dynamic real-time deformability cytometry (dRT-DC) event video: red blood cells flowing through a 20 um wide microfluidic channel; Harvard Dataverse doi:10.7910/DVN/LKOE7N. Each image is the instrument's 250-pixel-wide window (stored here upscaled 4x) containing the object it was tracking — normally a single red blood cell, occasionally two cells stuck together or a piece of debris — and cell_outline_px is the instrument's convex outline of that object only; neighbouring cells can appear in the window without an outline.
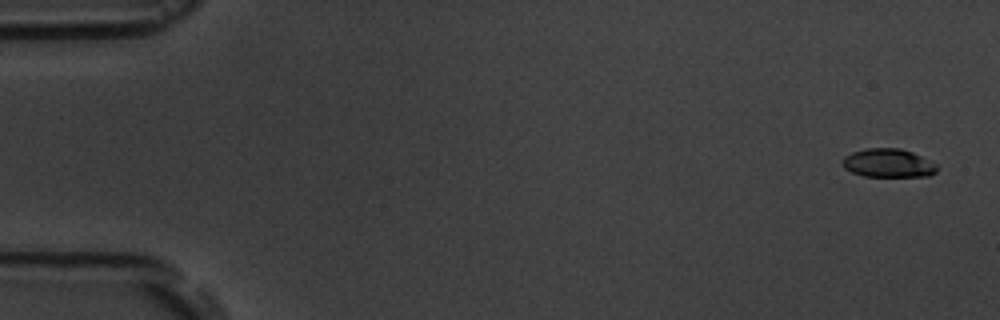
{"species": "common noctule bat (a hibernating species)", "species_latin": "Nyctalus noctula", "temperature_condition": "room temperature", "stored_images_in_passage": 6, "camera_frame_rate_fps": 3000, "um_per_image_px": 0.085, "animal": {"sex": "male", "body_mass_g": 19.5, "forearm_length_mm": 54.6}, "frame": {"image": 1, "passage_image": 1, "time_ms": 0.0, "image_size_px": [1000, 320], "cell_outline_px": [[936, 172], [928, 176], [864, 176], [852, 172], [844, 168], [844, 156], [852, 152], [868, 148], [900, 148], [912, 152], [936, 164]], "centroid_in_image_um": [75.49, 13.86], "position_along_channel_um": 9.5, "area_um2": 15.49}}
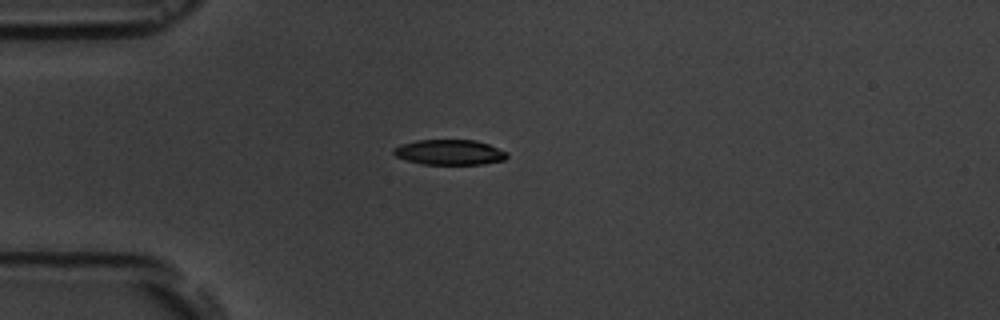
{"frame": {"image": 2, "passage_image": 4, "time_ms": 4.333, "image_size_px": [1000, 320], "cell_outline_px": [[508, 156], [504, 160], [484, 164], [420, 164], [396, 156], [392, 152], [392, 148], [400, 144], [416, 140], [476, 140], [488, 144], [508, 152]], "centroid_in_image_um": [38.2, 12.94], "position_along_channel_um": 46.8, "area_um2": 16.76}}
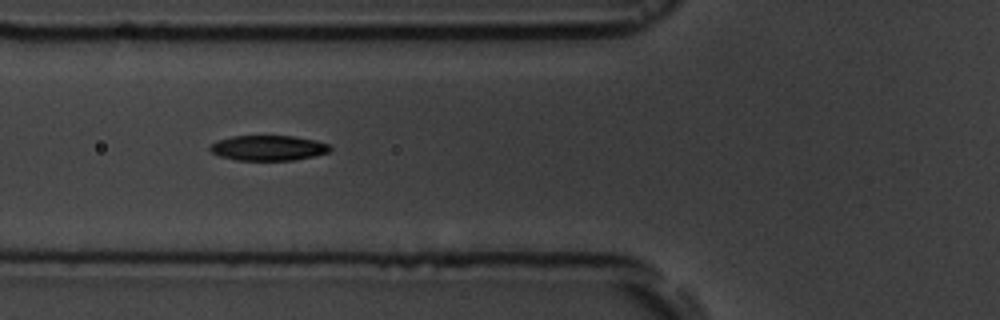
{"frame": {"image": 3, "passage_image": 6, "time_ms": 6.333, "image_size_px": [1000, 320], "cell_outline_px": [[332, 148], [328, 152], [312, 156], [292, 160], [236, 160], [220, 156], [212, 152], [208, 148], [212, 144], [220, 140], [232, 136], [292, 136], [316, 140], [328, 144]], "centroid_in_image_um": [22.8, 12.57], "position_along_channel_um": 103.0, "area_um2": 17.4}}